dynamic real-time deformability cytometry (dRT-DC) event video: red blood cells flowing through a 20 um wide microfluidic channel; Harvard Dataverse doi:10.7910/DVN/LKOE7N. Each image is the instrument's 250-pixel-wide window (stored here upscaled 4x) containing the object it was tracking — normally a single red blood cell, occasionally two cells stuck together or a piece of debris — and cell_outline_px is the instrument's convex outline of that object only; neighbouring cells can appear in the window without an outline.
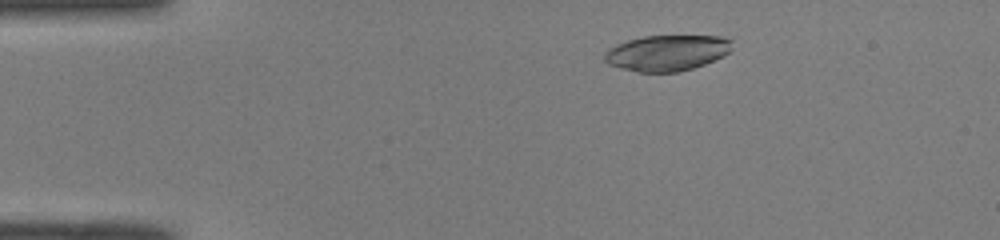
{"species": "common noctule bat (a hibernating species)", "species_latin": "Nyctalus noctula", "temperature_condition": "room temperature", "stored_images_in_passage": 42, "camera_frame_rate_fps": 3000, "um_per_image_px": 0.085, "animal": {"sex": "male", "body_mass_g": 19.0, "forearm_length_mm": 50.8}, "frame": {"image": 1, "passage_image": 1, "time_ms": 0.0, "image_size_px": [1000, 240], "cell_outline_px": [[732, 48], [724, 56], [704, 64], [692, 68], [676, 72], [636, 72], [608, 64], [604, 60], [604, 52], [608, 48], [616, 44], [628, 40], [644, 36], [724, 36], [732, 40]], "centroid_in_image_um": [56.69, 4.49], "position_along_channel_um": 28.3, "area_um2": 26.7}}
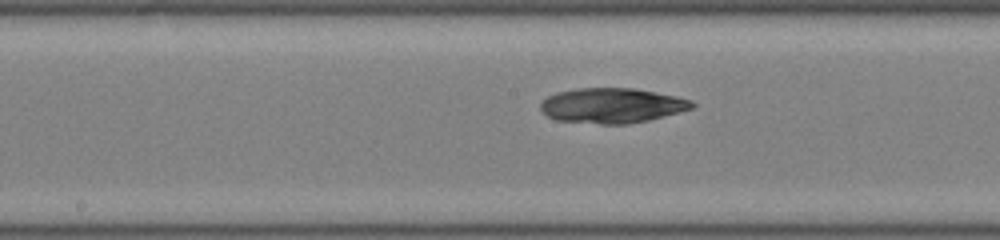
{"frame": {"image": 2, "passage_image": 18, "time_ms": 5.667, "image_size_px": [1000, 240], "cell_outline_px": [[696, 104], [692, 108], [648, 120], [628, 124], [600, 124], [556, 120], [548, 116], [540, 108], [540, 104], [548, 96], [556, 92], [576, 88], [632, 88], [656, 92], [676, 96], [692, 100]], "centroid_in_image_um": [52.0, 8.96], "position_along_channel_um": 196.2, "area_um2": 30.81}}
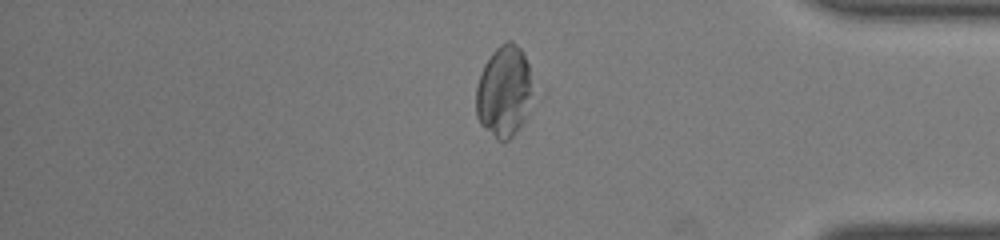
{"frame": {"image": 3, "passage_image": 34, "time_ms": 11.0, "image_size_px": [1000, 240], "cell_outline_px": [[532, 92], [524, 120], [512, 136], [508, 140], [496, 140], [480, 124], [476, 116], [476, 88], [480, 72], [484, 64], [492, 52], [500, 44], [508, 40], [512, 40], [524, 52], [528, 64]], "centroid_in_image_um": [42.81, 7.75], "position_along_channel_um": 392.4, "area_um2": 30.17}}